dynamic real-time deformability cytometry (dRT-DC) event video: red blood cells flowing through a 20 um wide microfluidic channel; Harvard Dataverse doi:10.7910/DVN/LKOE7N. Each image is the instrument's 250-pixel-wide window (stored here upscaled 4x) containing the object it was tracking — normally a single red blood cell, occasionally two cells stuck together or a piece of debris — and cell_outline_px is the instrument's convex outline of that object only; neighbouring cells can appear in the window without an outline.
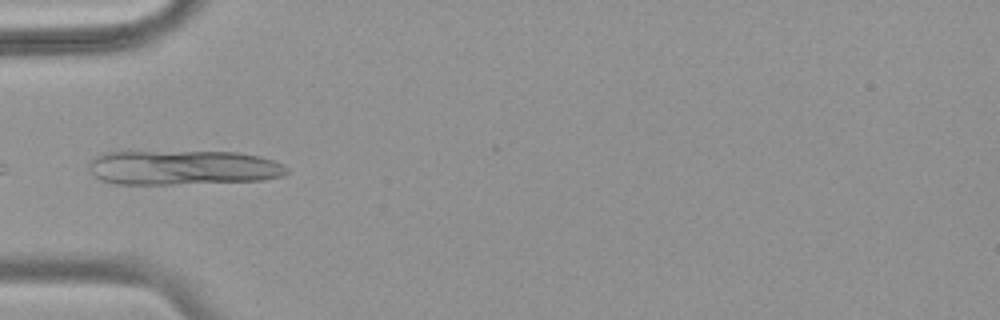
{"species": "common noctule bat (a hibernating species)", "species_latin": "Nyctalus noctula", "temperature_condition": "warm", "stored_images_in_passage": 17, "camera_frame_rate_fps": 3000, "um_per_image_px": 0.085, "animal": {"sex": "female", "body_mass_g": 18.4}, "frame": {"image": 1, "passage_image": 1, "time_ms": 0.0, "image_size_px": [1000, 320], "cell_outline_px": [[288, 172], [284, 176], [264, 180], [172, 184], [116, 184], [100, 180], [88, 168], [88, 160], [104, 152], [120, 148], [128, 148], [236, 152], [260, 156], [284, 164], [288, 168]], "centroid_in_image_um": [15.44, 14.18], "position_along_channel_um": 69.6, "area_um2": 42.08}}
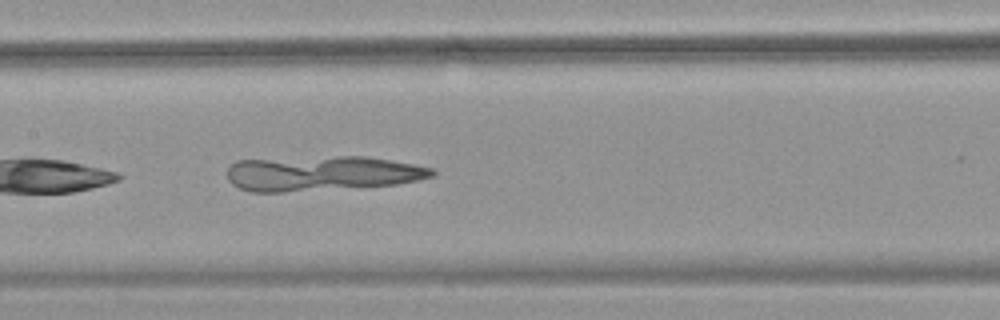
{"frame": {"image": 2, "passage_image": 10, "time_ms": 3.0, "image_size_px": [1000, 320], "cell_outline_px": [[436, 176], [396, 184], [280, 192], [252, 192], [240, 188], [232, 184], [228, 180], [228, 168], [236, 160], [340, 156], [364, 156], [412, 164], [432, 168], [436, 172]], "centroid_in_image_um": [27.34, 14.73], "position_along_channel_um": 180.1, "area_um2": 41.27}}
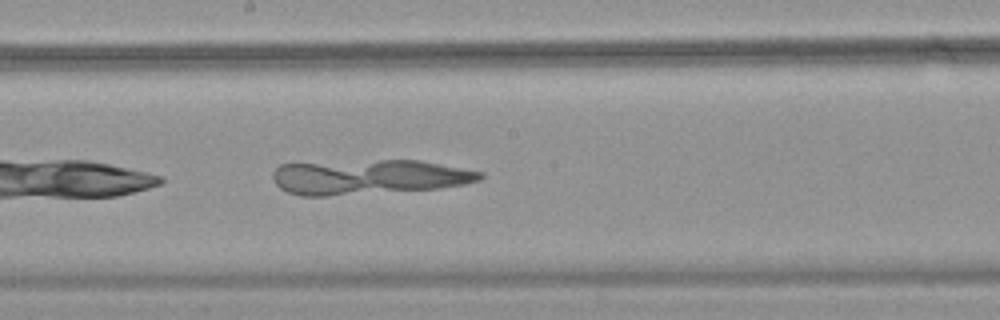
{"frame": {"image": 3, "passage_image": 13, "time_ms": 4.0, "image_size_px": [1000, 320], "cell_outline_px": [[484, 176], [480, 180], [464, 184], [440, 188], [324, 196], [300, 196], [288, 192], [280, 188], [272, 180], [272, 172], [280, 164], [380, 160], [420, 160], [484, 172]], "centroid_in_image_um": [31.34, 15.04], "position_along_channel_um": 216.9, "area_um2": 42.02}}